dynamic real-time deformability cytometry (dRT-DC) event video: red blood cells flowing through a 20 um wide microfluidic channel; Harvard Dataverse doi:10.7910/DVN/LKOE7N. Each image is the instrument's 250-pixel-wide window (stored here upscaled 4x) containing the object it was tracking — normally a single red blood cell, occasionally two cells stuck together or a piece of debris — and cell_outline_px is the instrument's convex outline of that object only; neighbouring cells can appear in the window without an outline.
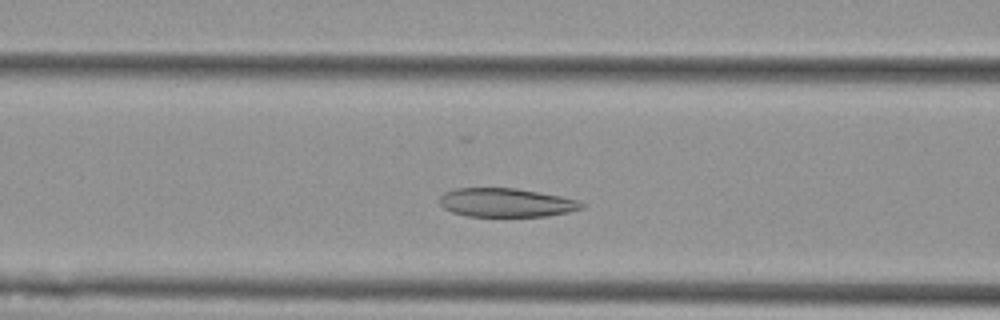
{"species": "Egyptian fruit bat (a non-hibernating species)", "species_latin": "Rousettus aegyptiacus", "temperature_condition": "cold", "stored_images_in_passage": 46, "camera_frame_rate_fps": 3000, "um_per_image_px": 0.085, "animal": {"sex": "female"}, "frame": {"image": 1, "passage_image": 12, "time_ms": 3.667, "image_size_px": [1000, 320], "cell_outline_px": [[584, 208], [568, 212], [548, 216], [468, 216], [452, 212], [444, 208], [440, 204], [440, 196], [444, 192], [452, 188], [516, 188], [540, 192], [560, 196], [576, 200], [584, 204]], "centroid_in_image_um": [43.0, 17.22], "position_along_channel_um": 123.6, "area_um2": 23.81}}
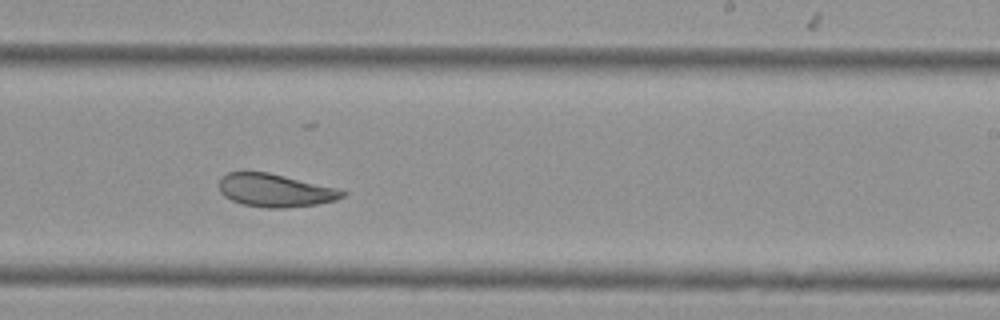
{"frame": {"image": 2, "passage_image": 24, "time_ms": 7.667, "image_size_px": [1000, 320], "cell_outline_px": [[348, 192], [344, 196], [336, 200], [316, 204], [284, 208], [268, 208], [244, 204], [232, 200], [224, 196], [220, 192], [220, 180], [228, 172], [268, 172], [340, 188]], "centroid_in_image_um": [23.45, 16.18], "position_along_channel_um": 265.6, "area_um2": 23.7}}
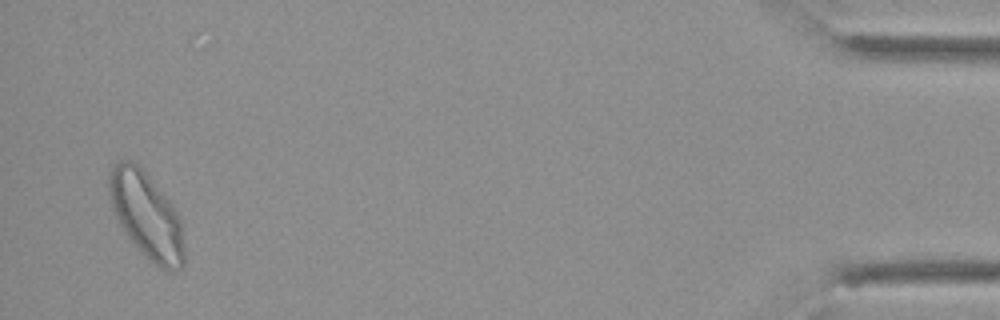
{"frame": {"image": 3, "passage_image": 44, "time_ms": 14.333, "image_size_px": [1000, 320], "cell_outline_px": [[184, 268], [172, 272], [168, 272], [160, 268], [140, 252], [136, 248], [120, 224], [112, 208], [108, 196], [108, 176], [112, 164], [120, 160], [128, 160], [136, 164], [172, 200], [180, 216], [184, 244]], "centroid_in_image_um": [12.47, 18.32], "position_along_channel_um": 422.7, "area_um2": 38.38}, "authors_computed_cell_mechanics": {"area_um2": 26.5302, "velocity_mm_per_s": 3.5726, "shape_relaxation_time_tau1_ms": 10.6034, "shape_relaxation_time_tau2_ms": 2.2328, "deformation_change_tau1": 0.2026, "deformation_change_tau2": 0.0782}}